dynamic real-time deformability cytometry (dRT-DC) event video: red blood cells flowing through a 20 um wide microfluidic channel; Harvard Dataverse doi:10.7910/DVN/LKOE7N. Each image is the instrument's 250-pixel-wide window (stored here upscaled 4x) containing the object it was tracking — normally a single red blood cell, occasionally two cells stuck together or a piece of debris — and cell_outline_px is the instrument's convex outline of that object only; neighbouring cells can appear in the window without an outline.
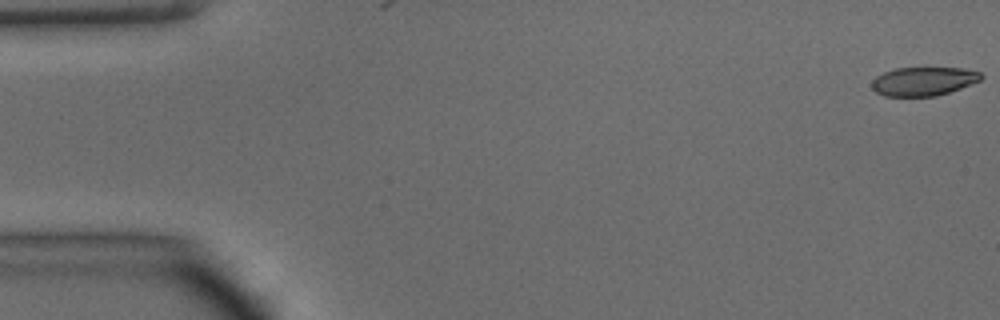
{"species": "common noctule bat (a hibernating species)", "species_latin": "Nyctalus noctula", "temperature_condition": "warm", "stored_images_in_passage": 48, "camera_frame_rate_fps": 3000, "um_per_image_px": 0.085, "animal": {"sex": "male", "body_mass_g": 15.6}, "frame": {"image": 1, "passage_image": 1, "time_ms": 0.0, "image_size_px": [1000, 320], "cell_outline_px": [[984, 76], [980, 80], [960, 88], [936, 96], [884, 96], [876, 92], [872, 88], [872, 80], [876, 76], [884, 72], [896, 68], [964, 68], [980, 72]], "centroid_in_image_um": [78.48, 6.91], "position_along_channel_um": 6.5, "area_um2": 18.21}}
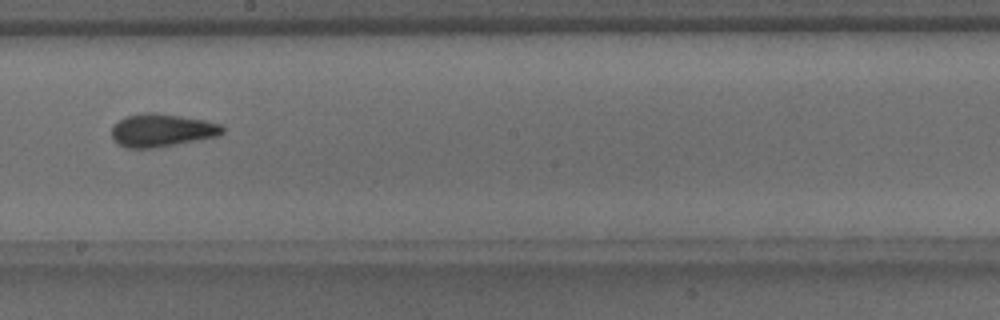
{"frame": {"image": 2, "passage_image": 27, "time_ms": 8.667, "image_size_px": [1000, 320], "cell_outline_px": [[224, 132], [216, 136], [156, 148], [124, 148], [112, 140], [112, 128], [120, 120], [128, 116], [144, 112], [156, 112], [204, 120], [220, 124], [224, 128]], "centroid_in_image_um": [13.72, 11.08], "position_along_channel_um": 234.5, "area_um2": 21.15}}
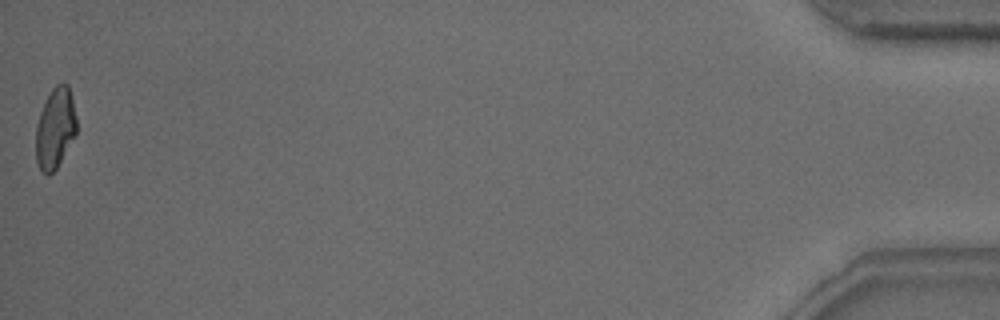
{"frame": {"image": 3, "passage_image": 48, "time_ms": 15.667, "image_size_px": [1000, 320], "cell_outline_px": [[76, 136], [56, 168], [48, 176], [40, 168], [36, 160], [36, 124], [40, 112], [52, 88], [56, 84], [68, 84], [76, 116]], "centroid_in_image_um": [4.7, 10.91], "position_along_channel_um": 430.5, "area_um2": 18.96}, "authors_computed_cell_mechanics": {"area_um2": 20.23, "velocity_mm_per_s": 4.2241, "shape_relaxation_time_tau1_ms": 7.2609, "shape_relaxation_time_tau2_ms": 1.7147, "deformation_change_tau1": 0.1967, "deformation_change_tau2": 0.0774}}